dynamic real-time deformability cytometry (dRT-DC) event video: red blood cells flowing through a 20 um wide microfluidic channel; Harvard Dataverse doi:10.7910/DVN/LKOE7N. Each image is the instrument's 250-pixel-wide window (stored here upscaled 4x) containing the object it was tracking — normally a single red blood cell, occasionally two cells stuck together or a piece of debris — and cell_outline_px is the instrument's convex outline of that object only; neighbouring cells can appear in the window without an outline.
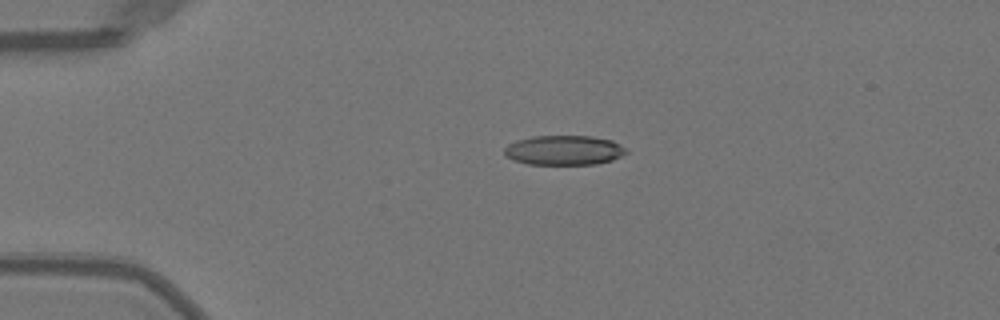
{"species": "Egyptian fruit bat (a non-hibernating species)", "species_latin": "Rousettus aegyptiacus", "temperature_condition": "warm", "stored_images_in_passage": 40, "camera_frame_rate_fps": 3000, "um_per_image_px": 0.085, "animal": {"sex": "female"}, "frame": {"image": 1, "passage_image": 1, "time_ms": 0.0, "image_size_px": [1000, 320], "cell_outline_px": [[628, 152], [612, 160], [596, 164], [528, 164], [512, 160], [504, 156], [504, 148], [508, 144], [516, 140], [532, 136], [592, 136], [612, 140], [628, 148]], "centroid_in_image_um": [47.93, 12.76], "position_along_channel_um": 37.1, "area_um2": 21.27}}
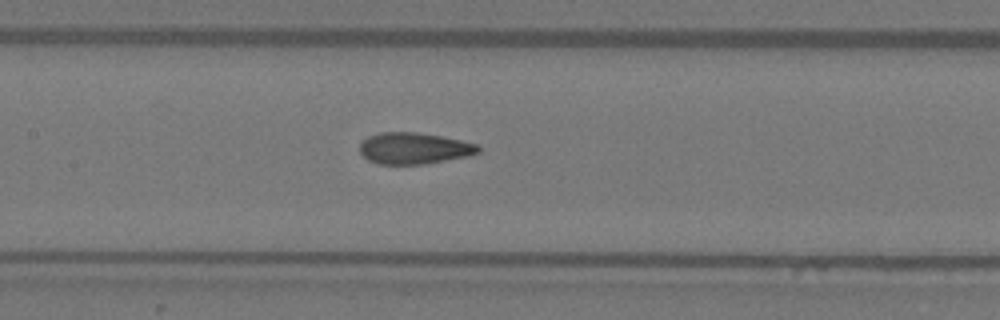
{"frame": {"image": 2, "passage_image": 14, "time_ms": 4.333, "image_size_px": [1000, 320], "cell_outline_px": [[480, 152], [468, 156], [420, 164], [380, 164], [368, 160], [360, 152], [360, 144], [368, 136], [380, 132], [416, 132], [440, 136], [460, 140], [476, 144], [480, 148]], "centroid_in_image_um": [35.17, 12.6], "position_along_channel_um": 172.2, "area_um2": 21.44}}
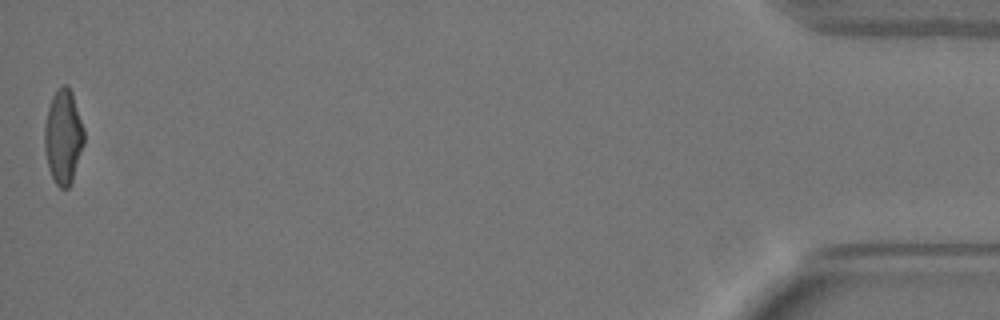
{"frame": {"image": 3, "passage_image": 40, "time_ms": 13.0, "image_size_px": [1000, 320], "cell_outline_px": [[84, 144], [72, 180], [68, 188], [60, 188], [56, 184], [48, 168], [44, 148], [44, 124], [48, 108], [52, 96], [64, 84], [68, 84], [72, 92], [84, 128]], "centroid_in_image_um": [5.37, 11.62], "position_along_channel_um": 429.8, "area_um2": 21.73}, "authors_computed_cell_mechanics": {"area_um2": 21.8773, "velocity_mm_per_s": 4.037, "shape_relaxation_time_tau1_ms": 7.4745, "shape_relaxation_time_tau2_ms": 1.1633, "deformation_change_tau1": 0.2471, "deformation_change_tau2": 0.0757}}